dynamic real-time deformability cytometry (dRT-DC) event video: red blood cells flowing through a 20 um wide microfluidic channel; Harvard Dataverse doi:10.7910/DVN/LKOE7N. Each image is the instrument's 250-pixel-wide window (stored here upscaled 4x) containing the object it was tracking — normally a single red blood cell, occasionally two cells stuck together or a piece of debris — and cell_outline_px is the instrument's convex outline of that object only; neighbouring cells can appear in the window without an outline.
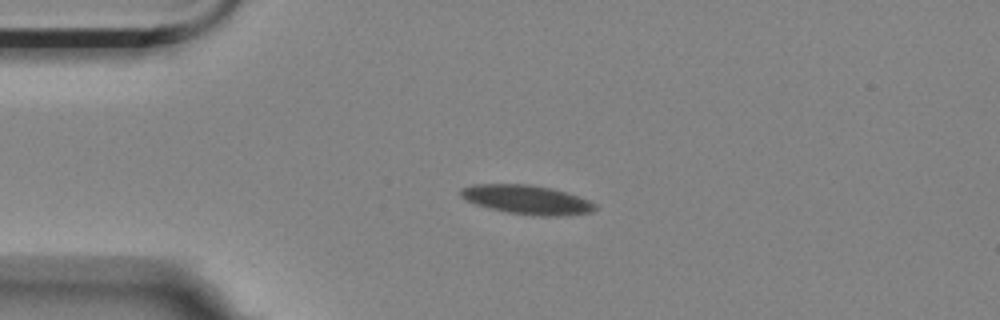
{"species": "Egyptian fruit bat (a non-hibernating species)", "species_latin": "Rousettus aegyptiacus", "temperature_condition": "room temperature", "stored_images_in_passage": 45, "camera_frame_rate_fps": 3000, "um_per_image_px": 0.085, "animal": {"sex": "female"}, "frame": {"image": 1, "passage_image": 1, "time_ms": 0.0, "image_size_px": [1000, 320], "cell_outline_px": [[596, 208], [592, 212], [568, 216], [532, 216], [508, 212], [476, 204], [460, 196], [460, 188], [472, 184], [528, 184], [552, 188], [588, 200], [596, 204]], "centroid_in_image_um": [44.79, 16.98], "position_along_channel_um": 40.2, "area_um2": 22.72}}
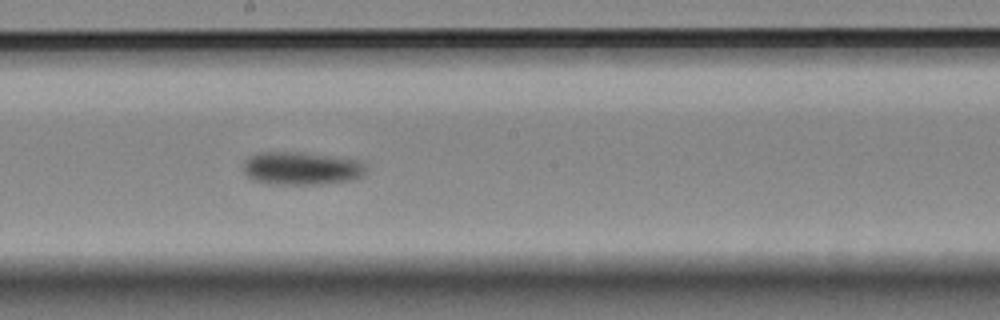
{"frame": {"image": 2, "passage_image": 19, "time_ms": 6.0, "image_size_px": [1000, 320], "cell_outline_px": [[364, 176], [348, 180], [316, 184], [268, 184], [256, 180], [248, 176], [244, 172], [244, 164], [252, 156], [260, 152], [292, 152], [356, 160], [364, 164]], "centroid_in_image_um": [25.59, 14.33], "position_along_channel_um": 222.6, "area_um2": 22.77}}
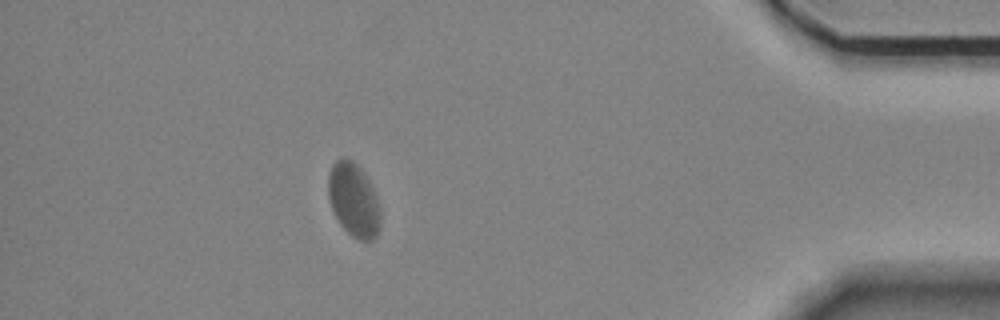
{"frame": {"image": 3, "passage_image": 39, "time_ms": 12.667, "image_size_px": [1000, 320], "cell_outline_px": [[380, 228], [376, 236], [372, 240], [360, 240], [352, 236], [340, 224], [332, 208], [328, 196], [328, 176], [332, 164], [336, 160], [352, 160], [364, 172], [372, 188], [380, 208]], "centroid_in_image_um": [30.06, 17.02], "position_along_channel_um": 405.1, "area_um2": 22.08}, "authors_computed_cell_mechanics": {"area_um2": 22.7154, "velocity_mm_per_s": 3.445, "shape_relaxation_time_tau1_ms": null, "shape_relaxation_time_tau2_ms": 8.8657, "deformation_change_tau1": null, "deformation_change_tau2": 0.08}}